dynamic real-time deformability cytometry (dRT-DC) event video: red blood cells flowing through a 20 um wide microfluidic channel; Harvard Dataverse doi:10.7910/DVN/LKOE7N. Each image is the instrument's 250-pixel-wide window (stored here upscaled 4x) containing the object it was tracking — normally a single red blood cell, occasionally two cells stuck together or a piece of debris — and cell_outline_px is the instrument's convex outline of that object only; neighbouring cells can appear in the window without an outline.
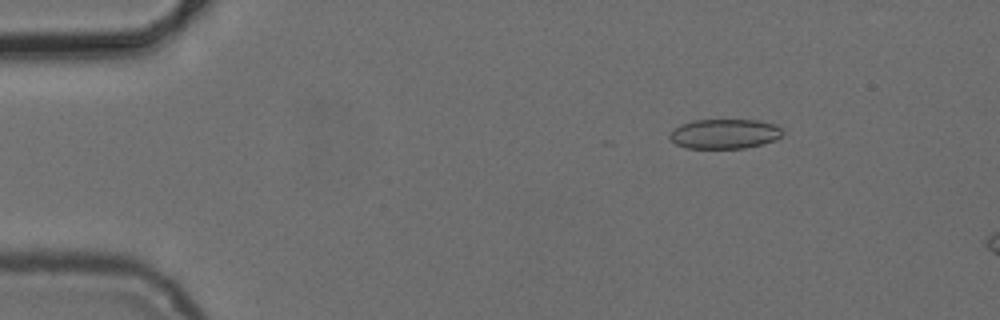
{"species": "common noctule bat (a hibernating species)", "species_latin": "Nyctalus noctula", "temperature_condition": "cold", "stored_images_in_passage": 5, "camera_frame_rate_fps": 3000, "um_per_image_px": 0.085, "animal": {"sex": "female", "body_mass_g": 24.6, "forearm_length_mm": 56.2}, "frame": {"image": 1, "passage_image": 3, "time_ms": 2.333, "image_size_px": [1000, 320], "cell_outline_px": [[784, 132], [776, 140], [744, 148], [688, 148], [676, 144], [668, 136], [680, 124], [692, 120], [756, 120], [776, 124]], "centroid_in_image_um": [61.6, 11.37], "position_along_channel_um": 23.4, "area_um2": 19.42}}